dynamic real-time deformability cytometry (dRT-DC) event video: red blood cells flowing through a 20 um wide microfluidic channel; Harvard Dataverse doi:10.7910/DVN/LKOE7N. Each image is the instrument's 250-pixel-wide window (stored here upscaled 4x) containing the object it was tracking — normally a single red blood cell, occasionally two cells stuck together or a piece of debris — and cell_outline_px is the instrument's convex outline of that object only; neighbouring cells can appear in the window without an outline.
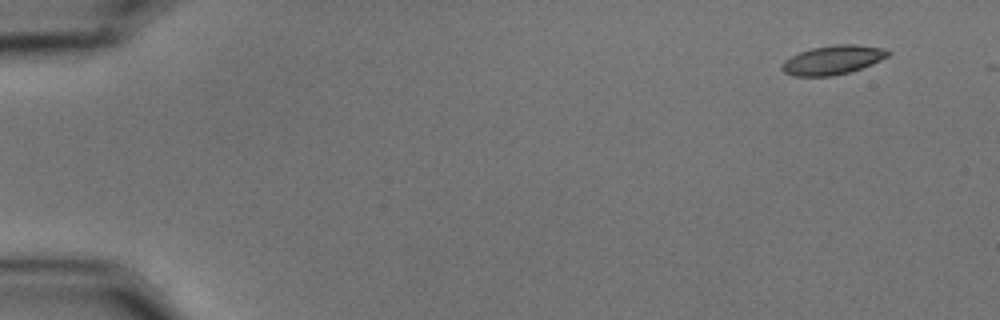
{"species": "common noctule bat (a hibernating species)", "species_latin": "Nyctalus noctula", "temperature_condition": "cold", "stored_images_in_passage": 23, "camera_frame_rate_fps": 3000, "um_per_image_px": 0.085, "animal": {"sex": "male", "body_mass_g": 15.6}, "frame": {"image": 1, "passage_image": 1, "time_ms": 0.0, "image_size_px": [1000, 320], "cell_outline_px": [[892, 52], [888, 56], [872, 64], [848, 72], [832, 76], [792, 76], [784, 72], [780, 68], [784, 60], [800, 52], [812, 48], [836, 44], [856, 44], [884, 48]], "centroid_in_image_um": [70.78, 5.09], "position_along_channel_um": 14.2, "area_um2": 17.92}}